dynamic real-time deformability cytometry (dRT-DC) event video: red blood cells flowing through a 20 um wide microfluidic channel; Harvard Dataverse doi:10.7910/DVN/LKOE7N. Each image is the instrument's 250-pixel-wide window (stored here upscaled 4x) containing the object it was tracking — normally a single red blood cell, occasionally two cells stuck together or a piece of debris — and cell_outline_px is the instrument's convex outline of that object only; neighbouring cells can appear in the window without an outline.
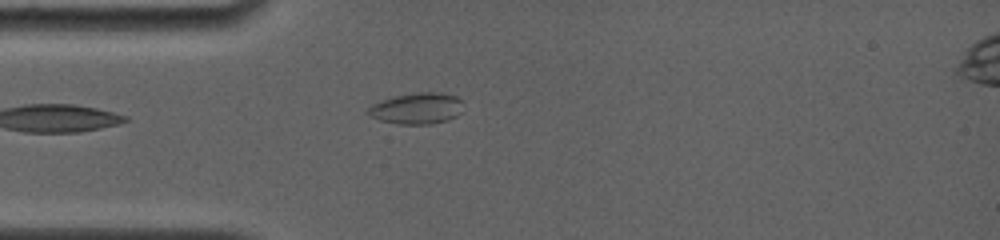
{"species": "common noctule bat (a hibernating species)", "species_latin": "Nyctalus noctula", "temperature_condition": "room temperature", "stored_images_in_passage": 7, "camera_frame_rate_fps": 4000, "um_per_image_px": 0.085, "animal": {"sex": "female", "body_mass_g": 19.0, "forearm_length_mm": 56.7}, "frame": {"image": 1, "passage_image": 1, "time_ms": 0.0, "image_size_px": [1000, 240], "cell_outline_px": [[460, 112], [456, 116], [448, 120], [432, 124], [400, 124], [380, 120], [368, 116], [364, 112], [372, 104], [380, 100], [392, 96], [420, 92], [440, 92], [456, 96], [460, 100]], "centroid_in_image_um": [35.36, 9.21], "position_along_channel_um": 49.6, "area_um2": 17.4}}